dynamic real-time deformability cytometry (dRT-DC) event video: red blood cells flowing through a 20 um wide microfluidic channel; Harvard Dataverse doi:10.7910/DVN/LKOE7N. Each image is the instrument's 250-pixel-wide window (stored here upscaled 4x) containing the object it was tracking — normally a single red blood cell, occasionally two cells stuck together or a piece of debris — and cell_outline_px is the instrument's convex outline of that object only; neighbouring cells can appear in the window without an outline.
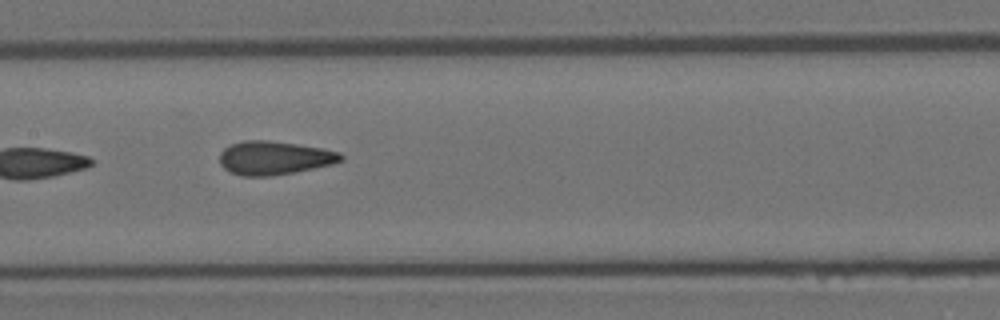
{"species": "Egyptian fruit bat (a non-hibernating species)", "species_latin": "Rousettus aegyptiacus", "temperature_condition": "room temperature", "stored_images_in_passage": 14, "camera_frame_rate_fps": 3000, "um_per_image_px": 0.085, "animal": {"sex": "female"}, "frame": {"image": 1, "passage_image": 7, "time_ms": 2.0, "image_size_px": [1000, 320], "cell_outline_px": [[344, 160], [332, 164], [272, 176], [244, 176], [232, 172], [224, 168], [220, 164], [220, 152], [224, 148], [232, 144], [244, 140], [268, 140], [324, 148], [340, 152], [344, 156]], "centroid_in_image_um": [23.33, 13.41], "position_along_channel_um": 184.1, "area_um2": 23.64}}
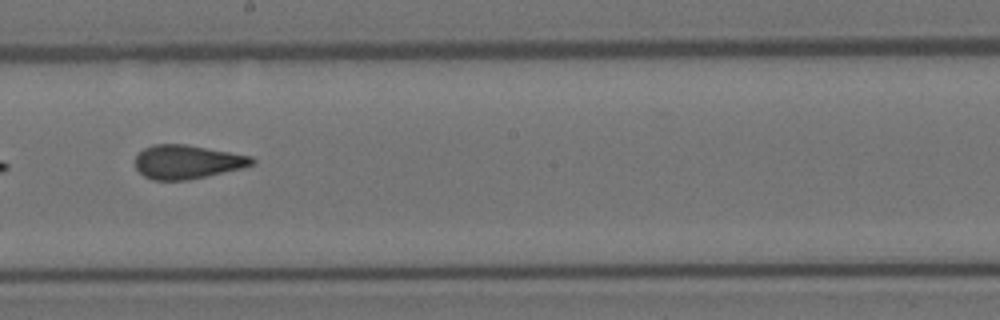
{"frame": {"image": 2, "passage_image": 8, "time_ms": 2.333, "image_size_px": [1000, 320], "cell_outline_px": [[256, 160], [252, 164], [240, 168], [188, 180], [152, 180], [144, 176], [136, 168], [136, 156], [144, 148], [152, 144], [184, 144], [252, 156]], "centroid_in_image_um": [15.88, 13.76], "position_along_channel_um": 232.3, "area_um2": 22.72}}
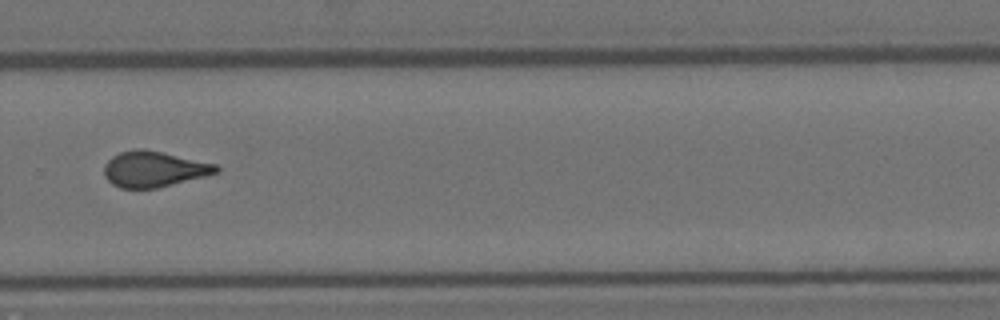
{"frame": {"image": 3, "passage_image": 10, "time_ms": 3.0, "image_size_px": [1000, 320], "cell_outline_px": [[220, 172], [156, 188], [120, 188], [112, 184], [104, 176], [104, 164], [112, 156], [120, 152], [136, 148], [140, 148], [160, 152], [216, 164], [220, 168]], "centroid_in_image_um": [13.05, 14.37], "position_along_channel_um": 316.8, "area_um2": 23.12}}